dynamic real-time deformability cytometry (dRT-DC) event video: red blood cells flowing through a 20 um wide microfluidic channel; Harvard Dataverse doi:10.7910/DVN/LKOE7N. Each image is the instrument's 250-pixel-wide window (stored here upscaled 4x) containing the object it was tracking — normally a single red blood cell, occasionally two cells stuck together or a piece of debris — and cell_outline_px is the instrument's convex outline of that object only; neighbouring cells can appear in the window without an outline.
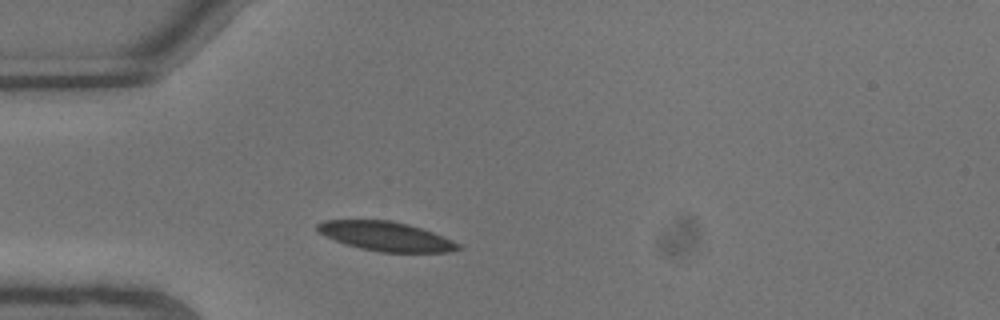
{"species": "common noctule bat (a hibernating species)", "species_latin": "Nyctalus noctula", "temperature_condition": "warm", "stored_images_in_passage": 5, "camera_frame_rate_fps": 3000, "um_per_image_px": 0.085, "animal": {"sex": "male", "body_mass_g": 13.3}, "frame": {"image": 1, "passage_image": 2, "time_ms": 0.333, "image_size_px": [1000, 320], "cell_outline_px": [[464, 248], [448, 252], [380, 252], [360, 248], [324, 236], [316, 232], [316, 224], [324, 220], [388, 220], [408, 224], [432, 232], [460, 244]], "centroid_in_image_um": [32.78, 20.08], "position_along_channel_um": 52.2, "area_um2": 23.87}}
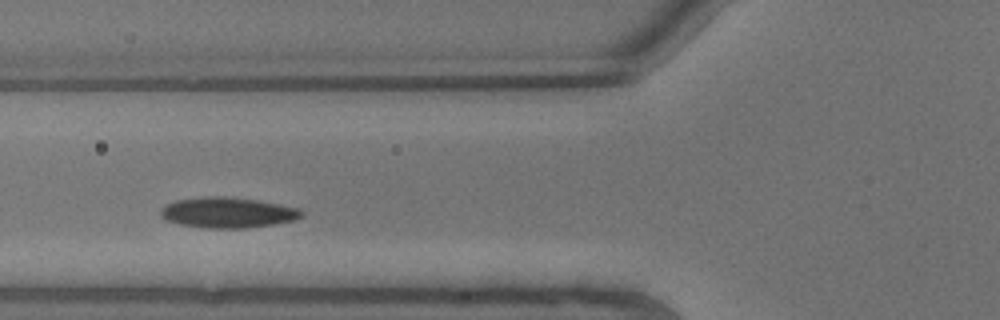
{"frame": {"image": 2, "passage_image": 4, "time_ms": 1.0, "image_size_px": [1000, 320], "cell_outline_px": [[304, 216], [292, 220], [272, 224], [244, 228], [208, 228], [180, 224], [168, 220], [160, 216], [160, 208], [164, 204], [176, 200], [204, 196], [224, 196], [256, 200], [300, 208], [304, 212]], "centroid_in_image_um": [19.33, 18.06], "position_along_channel_um": 106.5, "area_um2": 25.03}}
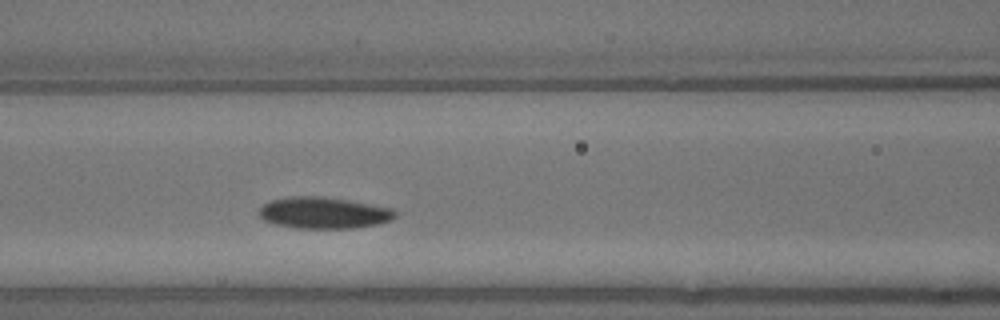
{"frame": {"image": 3, "passage_image": 5, "time_ms": 1.333, "image_size_px": [1000, 320], "cell_outline_px": [[396, 216], [392, 220], [376, 224], [356, 228], [296, 228], [276, 224], [264, 220], [260, 216], [260, 208], [268, 200], [292, 196], [320, 196], [348, 200], [392, 208], [396, 212]], "centroid_in_image_um": [27.51, 18.09], "position_along_channel_um": 139.1, "area_um2": 24.91}}